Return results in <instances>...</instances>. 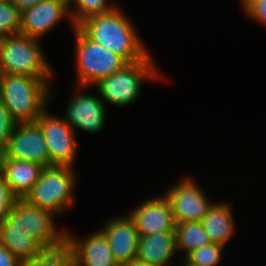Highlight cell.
<instances>
[{"label":"cell","instance_id":"cell-26","mask_svg":"<svg viewBox=\"0 0 266 266\" xmlns=\"http://www.w3.org/2000/svg\"><path fill=\"white\" fill-rule=\"evenodd\" d=\"M24 266H76L74 258L65 249L56 253H48L42 259Z\"/></svg>","mask_w":266,"mask_h":266},{"label":"cell","instance_id":"cell-2","mask_svg":"<svg viewBox=\"0 0 266 266\" xmlns=\"http://www.w3.org/2000/svg\"><path fill=\"white\" fill-rule=\"evenodd\" d=\"M50 86L40 78L0 74V99L17 124L32 123L51 102Z\"/></svg>","mask_w":266,"mask_h":266},{"label":"cell","instance_id":"cell-8","mask_svg":"<svg viewBox=\"0 0 266 266\" xmlns=\"http://www.w3.org/2000/svg\"><path fill=\"white\" fill-rule=\"evenodd\" d=\"M46 139L49 154V166H67L74 168L77 159V132L63 117H57L46 108L35 121Z\"/></svg>","mask_w":266,"mask_h":266},{"label":"cell","instance_id":"cell-22","mask_svg":"<svg viewBox=\"0 0 266 266\" xmlns=\"http://www.w3.org/2000/svg\"><path fill=\"white\" fill-rule=\"evenodd\" d=\"M224 246L209 243L199 249L190 252L184 260L191 265L197 266H217L222 259Z\"/></svg>","mask_w":266,"mask_h":266},{"label":"cell","instance_id":"cell-28","mask_svg":"<svg viewBox=\"0 0 266 266\" xmlns=\"http://www.w3.org/2000/svg\"><path fill=\"white\" fill-rule=\"evenodd\" d=\"M12 252L0 244V266H24Z\"/></svg>","mask_w":266,"mask_h":266},{"label":"cell","instance_id":"cell-19","mask_svg":"<svg viewBox=\"0 0 266 266\" xmlns=\"http://www.w3.org/2000/svg\"><path fill=\"white\" fill-rule=\"evenodd\" d=\"M234 220L231 204L216 201L212 202L201 224L212 243L225 247L235 234Z\"/></svg>","mask_w":266,"mask_h":266},{"label":"cell","instance_id":"cell-7","mask_svg":"<svg viewBox=\"0 0 266 266\" xmlns=\"http://www.w3.org/2000/svg\"><path fill=\"white\" fill-rule=\"evenodd\" d=\"M50 211L30 205L24 199H17L9 216L4 221L12 229H23L30 234L48 253L66 249V230L56 227Z\"/></svg>","mask_w":266,"mask_h":266},{"label":"cell","instance_id":"cell-29","mask_svg":"<svg viewBox=\"0 0 266 266\" xmlns=\"http://www.w3.org/2000/svg\"><path fill=\"white\" fill-rule=\"evenodd\" d=\"M21 12L31 8L43 0H10Z\"/></svg>","mask_w":266,"mask_h":266},{"label":"cell","instance_id":"cell-17","mask_svg":"<svg viewBox=\"0 0 266 266\" xmlns=\"http://www.w3.org/2000/svg\"><path fill=\"white\" fill-rule=\"evenodd\" d=\"M175 253L177 254L175 232L143 235L139 237L135 260L158 266H171Z\"/></svg>","mask_w":266,"mask_h":266},{"label":"cell","instance_id":"cell-12","mask_svg":"<svg viewBox=\"0 0 266 266\" xmlns=\"http://www.w3.org/2000/svg\"><path fill=\"white\" fill-rule=\"evenodd\" d=\"M76 96V97H75ZM66 106L64 120L76 129L88 133L102 132L106 122V105L99 96L77 93Z\"/></svg>","mask_w":266,"mask_h":266},{"label":"cell","instance_id":"cell-24","mask_svg":"<svg viewBox=\"0 0 266 266\" xmlns=\"http://www.w3.org/2000/svg\"><path fill=\"white\" fill-rule=\"evenodd\" d=\"M16 124L17 123L12 119L8 109L0 99V154H2L8 146L9 138Z\"/></svg>","mask_w":266,"mask_h":266},{"label":"cell","instance_id":"cell-18","mask_svg":"<svg viewBox=\"0 0 266 266\" xmlns=\"http://www.w3.org/2000/svg\"><path fill=\"white\" fill-rule=\"evenodd\" d=\"M0 244L12 252L24 264L36 262L48 252L23 229H12L0 223Z\"/></svg>","mask_w":266,"mask_h":266},{"label":"cell","instance_id":"cell-5","mask_svg":"<svg viewBox=\"0 0 266 266\" xmlns=\"http://www.w3.org/2000/svg\"><path fill=\"white\" fill-rule=\"evenodd\" d=\"M76 169L67 166L44 167L32 190L24 197L30 205L57 215L74 205Z\"/></svg>","mask_w":266,"mask_h":266},{"label":"cell","instance_id":"cell-27","mask_svg":"<svg viewBox=\"0 0 266 266\" xmlns=\"http://www.w3.org/2000/svg\"><path fill=\"white\" fill-rule=\"evenodd\" d=\"M246 16L266 26V0H240Z\"/></svg>","mask_w":266,"mask_h":266},{"label":"cell","instance_id":"cell-15","mask_svg":"<svg viewBox=\"0 0 266 266\" xmlns=\"http://www.w3.org/2000/svg\"><path fill=\"white\" fill-rule=\"evenodd\" d=\"M128 214L133 218L140 236L175 232L173 212L164 195L144 200Z\"/></svg>","mask_w":266,"mask_h":266},{"label":"cell","instance_id":"cell-10","mask_svg":"<svg viewBox=\"0 0 266 266\" xmlns=\"http://www.w3.org/2000/svg\"><path fill=\"white\" fill-rule=\"evenodd\" d=\"M0 158L27 160L49 167L48 148L40 126L36 122L16 124Z\"/></svg>","mask_w":266,"mask_h":266},{"label":"cell","instance_id":"cell-4","mask_svg":"<svg viewBox=\"0 0 266 266\" xmlns=\"http://www.w3.org/2000/svg\"><path fill=\"white\" fill-rule=\"evenodd\" d=\"M153 61L149 53L144 59L127 63L114 74L100 79L93 87L95 86L105 105L107 103L118 107L130 105L140 97L142 84L146 80H163L162 73L158 71Z\"/></svg>","mask_w":266,"mask_h":266},{"label":"cell","instance_id":"cell-11","mask_svg":"<svg viewBox=\"0 0 266 266\" xmlns=\"http://www.w3.org/2000/svg\"><path fill=\"white\" fill-rule=\"evenodd\" d=\"M66 17L74 28L69 0H43L21 12L20 33L40 39ZM68 17V18H67Z\"/></svg>","mask_w":266,"mask_h":266},{"label":"cell","instance_id":"cell-25","mask_svg":"<svg viewBox=\"0 0 266 266\" xmlns=\"http://www.w3.org/2000/svg\"><path fill=\"white\" fill-rule=\"evenodd\" d=\"M17 197L12 193L4 175L0 172V223L9 216Z\"/></svg>","mask_w":266,"mask_h":266},{"label":"cell","instance_id":"cell-16","mask_svg":"<svg viewBox=\"0 0 266 266\" xmlns=\"http://www.w3.org/2000/svg\"><path fill=\"white\" fill-rule=\"evenodd\" d=\"M43 168L32 161L0 158V172L17 199H24L32 190Z\"/></svg>","mask_w":266,"mask_h":266},{"label":"cell","instance_id":"cell-6","mask_svg":"<svg viewBox=\"0 0 266 266\" xmlns=\"http://www.w3.org/2000/svg\"><path fill=\"white\" fill-rule=\"evenodd\" d=\"M75 33L76 86L77 89L90 88L100 79L122 69L127 62L119 55L91 41L78 27Z\"/></svg>","mask_w":266,"mask_h":266},{"label":"cell","instance_id":"cell-3","mask_svg":"<svg viewBox=\"0 0 266 266\" xmlns=\"http://www.w3.org/2000/svg\"><path fill=\"white\" fill-rule=\"evenodd\" d=\"M39 41L20 32L1 37L0 74L31 76L50 83L53 69Z\"/></svg>","mask_w":266,"mask_h":266},{"label":"cell","instance_id":"cell-14","mask_svg":"<svg viewBox=\"0 0 266 266\" xmlns=\"http://www.w3.org/2000/svg\"><path fill=\"white\" fill-rule=\"evenodd\" d=\"M66 250L74 258L76 266H119L100 229L82 240L66 229Z\"/></svg>","mask_w":266,"mask_h":266},{"label":"cell","instance_id":"cell-1","mask_svg":"<svg viewBox=\"0 0 266 266\" xmlns=\"http://www.w3.org/2000/svg\"><path fill=\"white\" fill-rule=\"evenodd\" d=\"M115 7L110 12L91 16L77 27L91 40L121 56L127 63L144 59L150 52L128 15Z\"/></svg>","mask_w":266,"mask_h":266},{"label":"cell","instance_id":"cell-23","mask_svg":"<svg viewBox=\"0 0 266 266\" xmlns=\"http://www.w3.org/2000/svg\"><path fill=\"white\" fill-rule=\"evenodd\" d=\"M21 11L10 1L0 2V38L20 32Z\"/></svg>","mask_w":266,"mask_h":266},{"label":"cell","instance_id":"cell-31","mask_svg":"<svg viewBox=\"0 0 266 266\" xmlns=\"http://www.w3.org/2000/svg\"><path fill=\"white\" fill-rule=\"evenodd\" d=\"M184 263H183V265H181V266H197V265H191V264H188L184 259L182 260Z\"/></svg>","mask_w":266,"mask_h":266},{"label":"cell","instance_id":"cell-21","mask_svg":"<svg viewBox=\"0 0 266 266\" xmlns=\"http://www.w3.org/2000/svg\"><path fill=\"white\" fill-rule=\"evenodd\" d=\"M108 1L109 0H69L70 15L74 26L77 27L85 19L94 15L110 12L118 6ZM72 3H74L73 8H71Z\"/></svg>","mask_w":266,"mask_h":266},{"label":"cell","instance_id":"cell-9","mask_svg":"<svg viewBox=\"0 0 266 266\" xmlns=\"http://www.w3.org/2000/svg\"><path fill=\"white\" fill-rule=\"evenodd\" d=\"M176 222H201L212 205L209 198L192 177L182 178L163 194Z\"/></svg>","mask_w":266,"mask_h":266},{"label":"cell","instance_id":"cell-20","mask_svg":"<svg viewBox=\"0 0 266 266\" xmlns=\"http://www.w3.org/2000/svg\"><path fill=\"white\" fill-rule=\"evenodd\" d=\"M175 233L177 252L185 253L184 258L190 252L211 243L201 222H176Z\"/></svg>","mask_w":266,"mask_h":266},{"label":"cell","instance_id":"cell-13","mask_svg":"<svg viewBox=\"0 0 266 266\" xmlns=\"http://www.w3.org/2000/svg\"><path fill=\"white\" fill-rule=\"evenodd\" d=\"M102 227L100 230L108 240L115 261L119 266L131 264L136 259L140 237L133 218L129 214L117 216Z\"/></svg>","mask_w":266,"mask_h":266},{"label":"cell","instance_id":"cell-30","mask_svg":"<svg viewBox=\"0 0 266 266\" xmlns=\"http://www.w3.org/2000/svg\"><path fill=\"white\" fill-rule=\"evenodd\" d=\"M127 266H158V265H153L150 263H145V262L134 260L131 264Z\"/></svg>","mask_w":266,"mask_h":266}]
</instances>
